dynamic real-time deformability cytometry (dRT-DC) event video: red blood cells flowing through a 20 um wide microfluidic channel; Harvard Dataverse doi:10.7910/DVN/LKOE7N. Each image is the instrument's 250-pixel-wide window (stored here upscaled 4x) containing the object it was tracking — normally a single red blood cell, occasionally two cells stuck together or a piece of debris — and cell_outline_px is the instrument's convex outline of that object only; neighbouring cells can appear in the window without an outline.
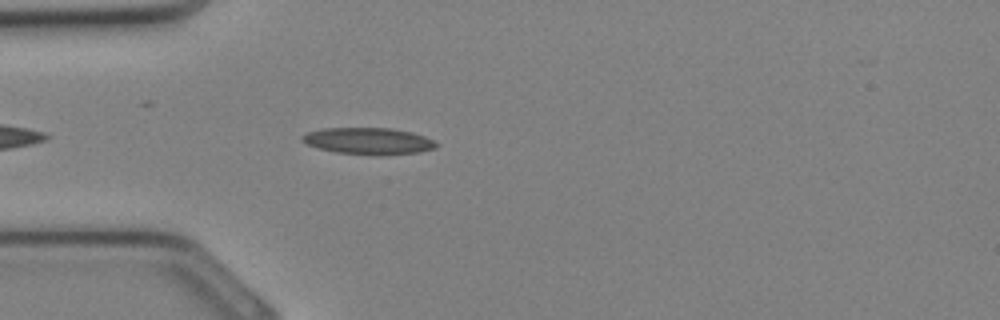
{"species": "Egyptian fruit bat (a non-hibernating species)", "species_latin": "Rousettus aegyptiacus", "temperature_condition": "cold", "stored_images_in_passage": 27, "camera_frame_rate_fps": 3000, "um_per_image_px": 0.085, "animal": {"sex": "female"}, "frame": {"image": 1, "passage_image": 3, "time_ms": 0.667, "image_size_px": [1000, 320], "cell_outline_px": [[440, 144], [436, 148], [420, 152], [380, 156], [336, 152], [320, 148], [308, 144], [300, 140], [300, 136], [308, 132], [324, 128], [392, 128], [412, 132], [424, 136]], "centroid_in_image_um": [31.35, 11.99], "position_along_channel_um": 53.6, "area_um2": 20.98}}
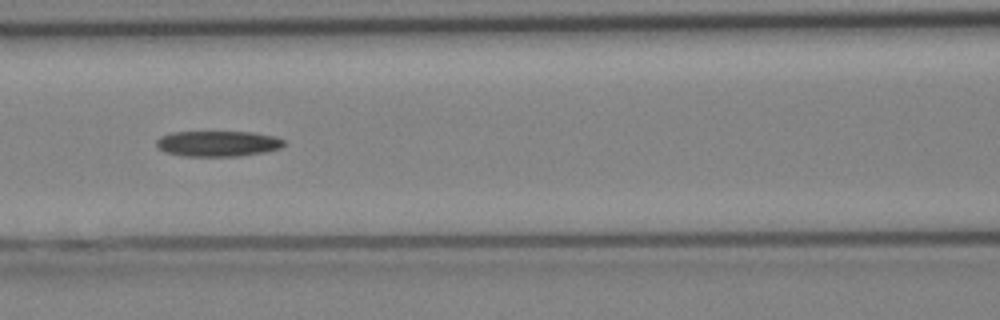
{"frame": {"image": 2, "passage_image": 8, "time_ms": 2.333, "image_size_px": [1000, 320], "cell_outline_px": [[284, 144], [280, 148], [264, 152], [240, 156], [184, 156], [164, 152], [156, 144], [156, 140], [160, 136], [172, 132], [252, 132], [272, 136], [284, 140]], "centroid_in_image_um": [18.49, 12.21], "position_along_channel_um": 148.1, "area_um2": 18.96}}
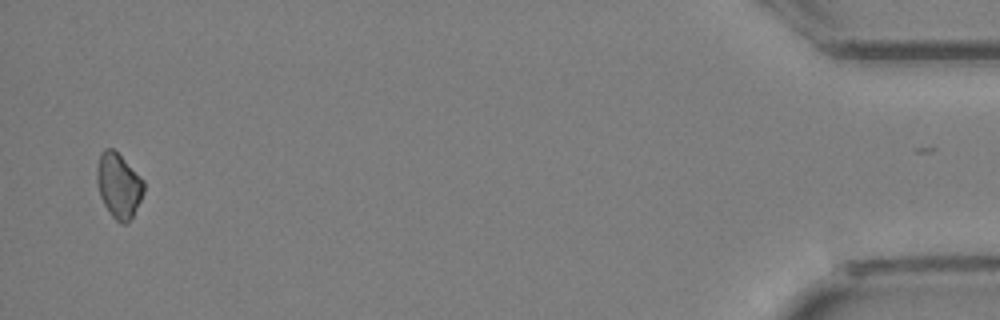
{"frame": {"image": 3, "passage_image": 26, "time_ms": 8.333, "image_size_px": [1000, 320], "cell_outline_px": [[144, 192], [132, 216], [124, 224], [120, 224], [112, 216], [104, 204], [100, 196], [96, 180], [96, 168], [100, 152], [104, 148], [112, 148], [144, 180]], "centroid_in_image_um": [10.06, 15.75], "position_along_channel_um": 425.1, "area_um2": 17.51}}